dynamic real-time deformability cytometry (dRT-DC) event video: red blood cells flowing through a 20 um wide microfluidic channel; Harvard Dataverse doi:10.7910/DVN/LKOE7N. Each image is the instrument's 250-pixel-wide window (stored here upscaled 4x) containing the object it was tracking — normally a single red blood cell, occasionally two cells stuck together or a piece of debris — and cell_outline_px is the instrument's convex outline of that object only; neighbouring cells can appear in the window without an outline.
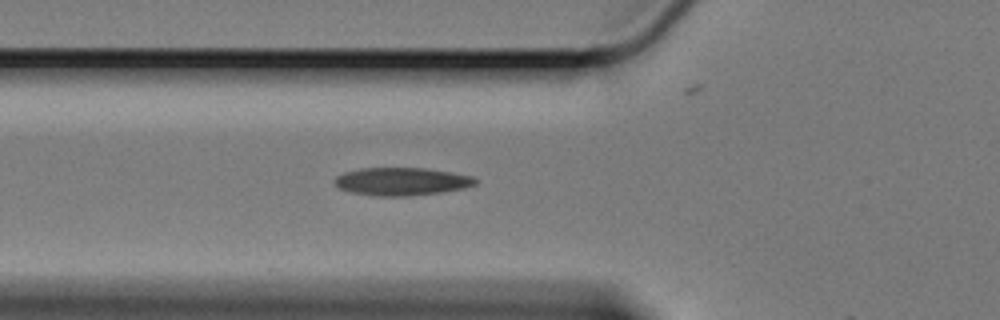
{"species": "Egyptian fruit bat (a non-hibernating species)", "species_latin": "Rousettus aegyptiacus", "temperature_condition": "cold", "stored_images_in_passage": 3, "camera_frame_rate_fps": 3000, "um_per_image_px": 0.085, "animal": {"sex": "female"}, "frame": {"image": 1, "passage_image": 2, "time_ms": 0.333, "image_size_px": [1000, 320], "cell_outline_px": [[480, 180], [476, 184], [464, 188], [440, 192], [408, 196], [376, 196], [348, 192], [336, 188], [332, 184], [332, 180], [336, 176], [344, 172], [360, 168], [424, 168], [472, 176]], "centroid_in_image_um": [34.05, 15.43], "position_along_channel_um": 91.7, "area_um2": 23.12}}